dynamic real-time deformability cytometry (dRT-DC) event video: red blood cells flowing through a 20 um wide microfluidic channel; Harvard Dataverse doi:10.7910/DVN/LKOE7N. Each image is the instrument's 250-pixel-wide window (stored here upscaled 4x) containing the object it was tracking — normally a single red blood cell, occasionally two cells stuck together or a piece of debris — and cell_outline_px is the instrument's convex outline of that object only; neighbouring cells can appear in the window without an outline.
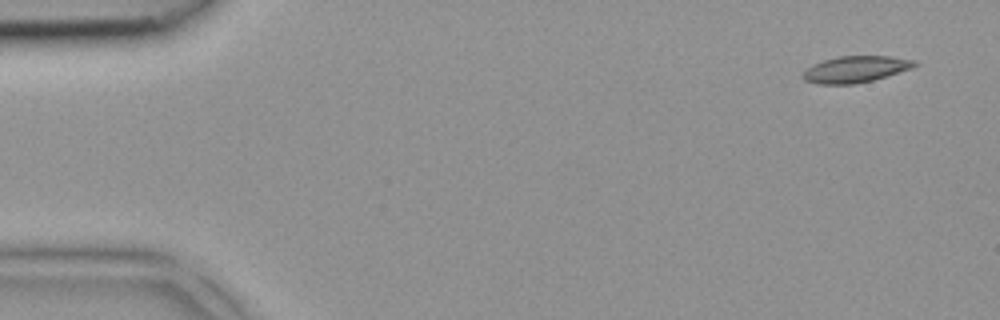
{"species": "common noctule bat (a hibernating species)", "species_latin": "Nyctalus noctula", "temperature_condition": "room temperature", "stored_images_in_passage": 5, "camera_frame_rate_fps": 3000, "um_per_image_px": 0.085, "animal": {"sex": "female", "body_mass_g": 18.4}, "frame": {"image": 1, "passage_image": 1, "time_ms": 0.0, "image_size_px": [1000, 320], "cell_outline_px": [[920, 64], [912, 68], [872, 80], [856, 84], [816, 84], [804, 80], [800, 76], [812, 64], [824, 60], [840, 56], [892, 56], [916, 60]], "centroid_in_image_um": [72.73, 5.88], "position_along_channel_um": 12.3, "area_um2": 17.28}}